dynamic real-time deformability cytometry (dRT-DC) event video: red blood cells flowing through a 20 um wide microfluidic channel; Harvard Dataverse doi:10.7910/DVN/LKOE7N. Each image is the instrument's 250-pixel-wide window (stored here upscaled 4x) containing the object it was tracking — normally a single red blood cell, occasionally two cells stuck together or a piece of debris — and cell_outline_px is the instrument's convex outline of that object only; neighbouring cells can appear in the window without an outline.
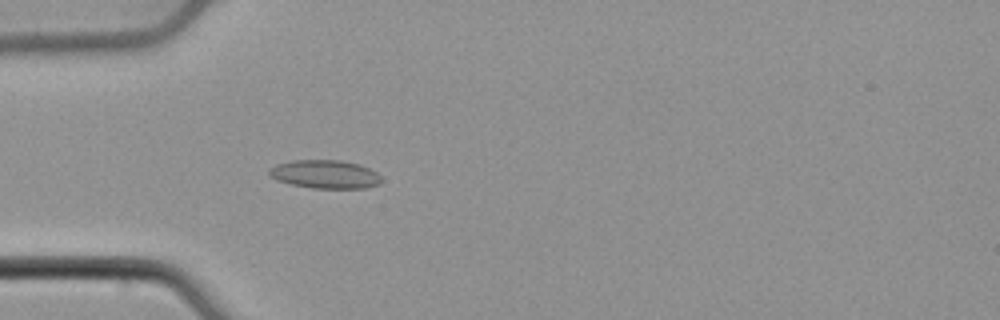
{"species": "common noctule bat (a hibernating species)", "species_latin": "Nyctalus noctula", "temperature_condition": "cold", "stored_images_in_passage": 51, "camera_frame_rate_fps": 3000, "um_per_image_px": 0.085, "animal": {"sex": "male", "body_mass_g": 21.5, "forearm_length_mm": 52.0}, "frame": {"image": 1, "passage_image": 14, "time_ms": 4.333, "image_size_px": [1000, 320], "cell_outline_px": [[380, 184], [364, 188], [312, 188], [292, 184], [276, 180], [268, 176], [268, 168], [276, 164], [292, 160], [340, 160], [360, 164], [376, 172], [380, 176]], "centroid_in_image_um": [27.59, 14.8], "position_along_channel_um": 57.4, "area_um2": 18.67}}
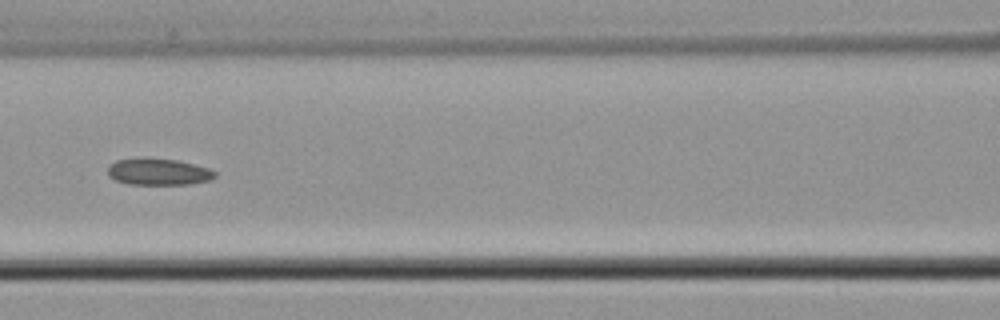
{"frame": {"image": 2, "passage_image": 22, "time_ms": 7.0, "image_size_px": [1000, 320], "cell_outline_px": [[216, 176], [212, 180], [192, 184], [128, 184], [116, 180], [108, 176], [108, 168], [116, 160], [176, 160], [208, 168], [216, 172]], "centroid_in_image_um": [13.52, 14.65], "position_along_channel_um": 153.1, "area_um2": 16.01}}
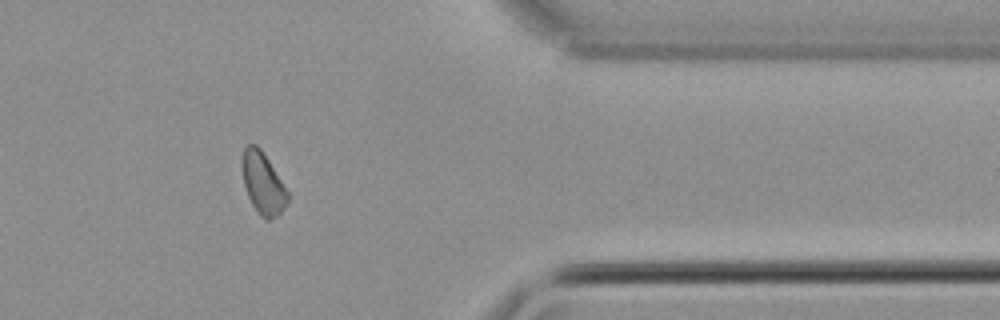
{"frame": {"image": 3, "passage_image": 42, "time_ms": 13.667, "image_size_px": [1000, 320], "cell_outline_px": [[288, 200], [284, 208], [276, 216], [268, 220], [260, 216], [252, 204], [248, 196], [244, 184], [240, 164], [240, 160], [244, 148], [248, 144], [256, 144], [260, 148], [268, 160], [288, 192]], "centroid_in_image_um": [22.31, 15.55], "position_along_channel_um": 389.1, "area_um2": 16.24}, "authors_computed_cell_mechanics": {"area_um2": 17.2244, "velocity_mm_per_s": 3.8362, "shape_relaxation_time_tau1_ms": null, "shape_relaxation_time_tau2_ms": 4.9882, "deformation_change_tau1": null, "deformation_change_tau2": 0.1252}}